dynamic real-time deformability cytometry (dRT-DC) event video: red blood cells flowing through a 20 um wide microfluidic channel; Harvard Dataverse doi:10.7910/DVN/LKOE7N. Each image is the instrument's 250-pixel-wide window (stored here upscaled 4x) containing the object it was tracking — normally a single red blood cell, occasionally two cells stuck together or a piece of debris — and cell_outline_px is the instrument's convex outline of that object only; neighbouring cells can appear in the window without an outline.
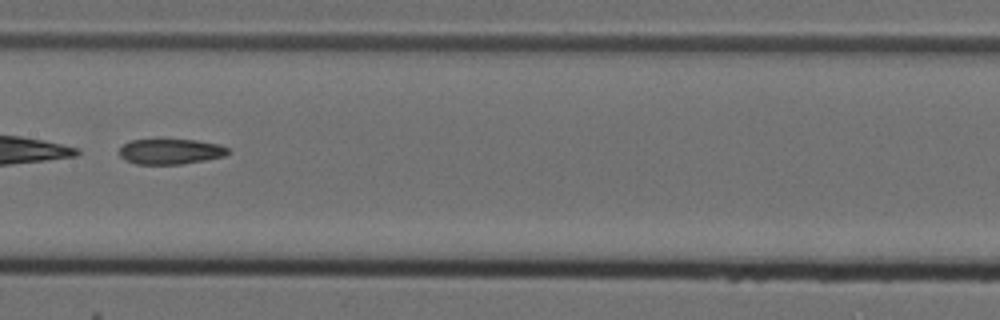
{"species": "Egyptian fruit bat (a non-hibernating species)", "species_latin": "Rousettus aegyptiacus", "temperature_condition": "cold", "stored_images_in_passage": 9, "camera_frame_rate_fps": 3000, "um_per_image_px": 0.085, "animal": {"sex": "female"}, "frame": {"image": 1, "passage_image": 7, "time_ms": 2.0, "image_size_px": [1000, 320], "cell_outline_px": [[228, 152], [224, 156], [204, 160], [180, 164], [136, 164], [124, 160], [120, 156], [120, 148], [124, 144], [132, 140], [196, 140], [220, 144], [228, 148]], "centroid_in_image_um": [14.48, 12.88], "position_along_channel_um": 192.9, "area_um2": 15.9}}
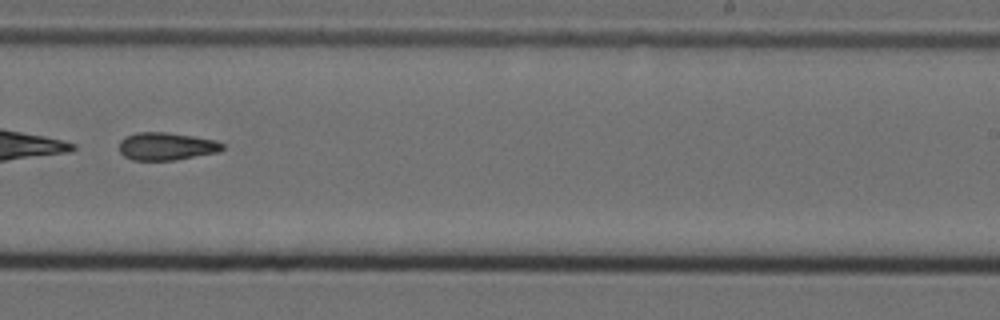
{"frame": {"image": 2, "passage_image": 9, "time_ms": 2.667, "image_size_px": [1000, 320], "cell_outline_px": [[224, 148], [220, 152], [176, 160], [132, 160], [124, 156], [120, 152], [120, 140], [124, 136], [136, 132], [168, 132], [216, 140], [224, 144]], "centroid_in_image_um": [14.15, 12.43], "position_along_channel_um": 274.9, "area_um2": 16.88}}